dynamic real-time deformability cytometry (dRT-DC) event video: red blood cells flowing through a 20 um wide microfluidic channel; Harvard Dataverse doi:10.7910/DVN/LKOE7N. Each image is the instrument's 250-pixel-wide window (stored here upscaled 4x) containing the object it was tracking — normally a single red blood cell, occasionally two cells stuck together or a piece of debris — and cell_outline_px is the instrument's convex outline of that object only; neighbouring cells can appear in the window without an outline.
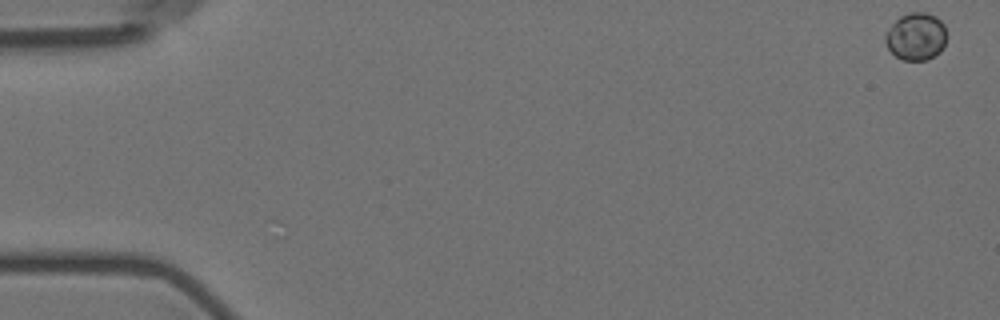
{"species": "Egyptian fruit bat (a non-hibernating species)", "species_latin": "Rousettus aegyptiacus", "temperature_condition": "room temperature", "stored_images_in_passage": 9, "camera_frame_rate_fps": 3000, "um_per_image_px": 0.085, "animal": {"sex": "female"}, "frame": {"image": 1, "passage_image": 1, "time_ms": 0.0, "image_size_px": [1000, 320], "cell_outline_px": [[948, 36], [940, 52], [928, 60], [904, 60], [896, 56], [888, 48], [884, 40], [884, 36], [888, 28], [900, 16], [908, 12], [924, 12], [936, 16], [944, 24]], "centroid_in_image_um": [77.88, 3.09], "position_along_channel_um": 7.1, "area_um2": 17.17}}
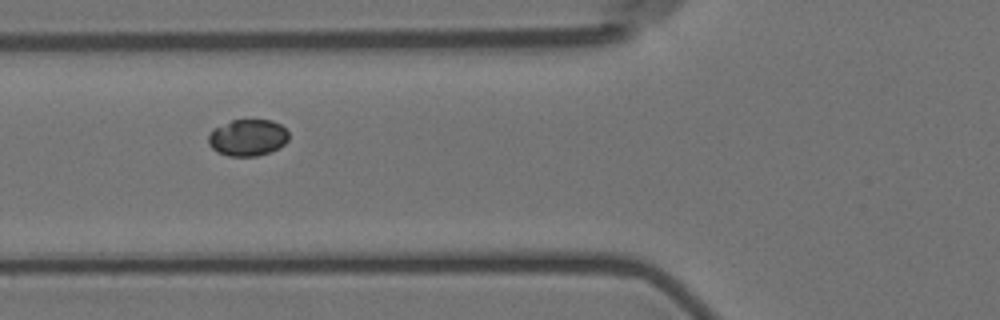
{"frame": {"image": 2, "passage_image": 7, "time_ms": 7.0, "image_size_px": [1000, 320], "cell_outline_px": [[288, 140], [284, 144], [268, 152], [256, 156], [228, 156], [216, 152], [208, 144], [208, 136], [212, 128], [232, 120], [272, 120], [280, 124], [288, 132]], "centroid_in_image_um": [21.01, 11.69], "position_along_channel_um": 104.8, "area_um2": 17.17}}
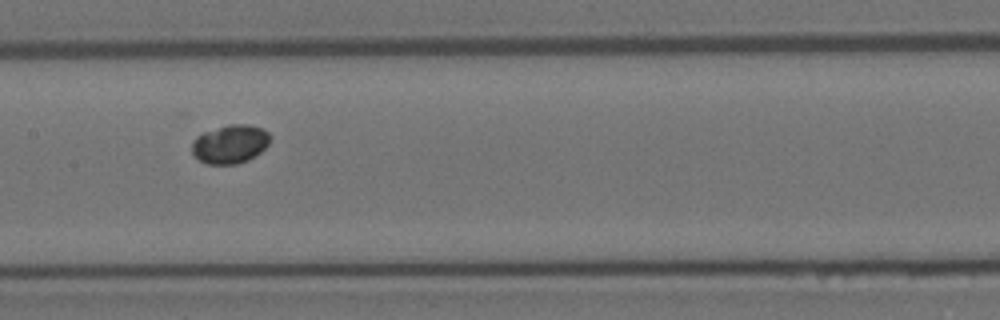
{"frame": {"image": 3, "passage_image": 9, "time_ms": 9.333, "image_size_px": [1000, 320], "cell_outline_px": [[272, 136], [268, 144], [256, 156], [248, 160], [236, 164], [208, 164], [200, 160], [192, 152], [192, 140], [196, 136], [204, 132], [228, 124], [248, 124], [264, 128]], "centroid_in_image_um": [19.59, 12.23], "position_along_channel_um": 187.8, "area_um2": 17.74}}